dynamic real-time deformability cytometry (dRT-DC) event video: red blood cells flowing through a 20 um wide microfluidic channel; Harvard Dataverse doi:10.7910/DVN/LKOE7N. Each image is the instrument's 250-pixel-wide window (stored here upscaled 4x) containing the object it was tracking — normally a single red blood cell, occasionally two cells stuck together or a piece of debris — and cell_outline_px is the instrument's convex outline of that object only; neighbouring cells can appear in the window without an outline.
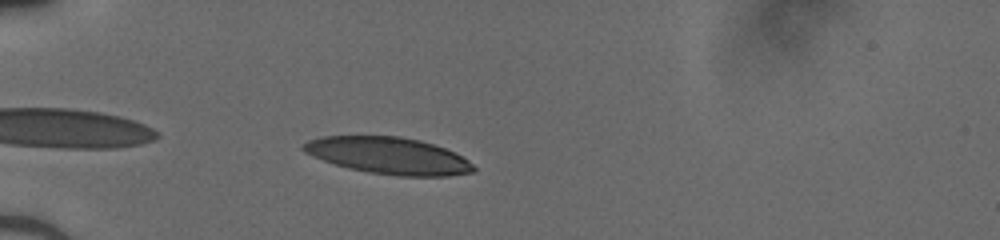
{"species": "human", "species_latin": "Homo sapiens", "temperature_condition": "cold", "stored_images_in_passage": 33, "camera_frame_rate_fps": 3000, "um_per_image_px": 0.085, "donor": {"sex": "male"}, "frame": {"image": 1, "passage_image": 2, "time_ms": 0.333, "image_size_px": [1000, 240], "cell_outline_px": [[476, 172], [448, 176], [400, 176], [368, 172], [348, 168], [312, 156], [304, 152], [300, 148], [300, 144], [308, 140], [320, 136], [400, 136], [420, 140], [456, 152], [468, 160], [476, 168]], "centroid_in_image_um": [33.02, 13.23], "position_along_channel_um": 52.0, "area_um2": 36.7}}
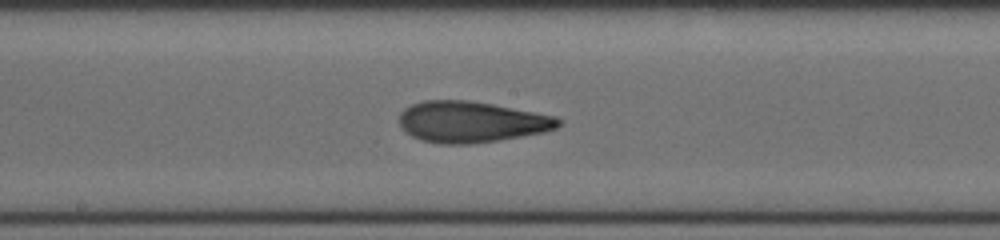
{"frame": {"image": 2, "passage_image": 15, "time_ms": 4.667, "image_size_px": [1000, 240], "cell_outline_px": [[560, 124], [556, 128], [544, 132], [496, 140], [468, 144], [440, 144], [420, 140], [404, 132], [400, 128], [400, 112], [404, 108], [412, 104], [424, 100], [468, 100], [492, 104], [556, 116], [560, 120]], "centroid_in_image_um": [40.0, 10.36], "position_along_channel_um": 208.2, "area_um2": 38.03}}
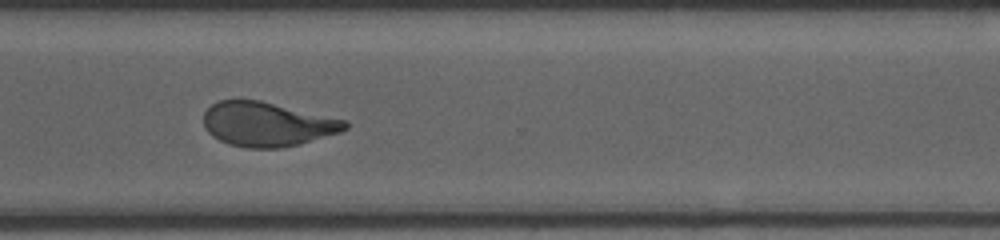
{"frame": {"image": 3, "passage_image": 25, "time_ms": 8.0, "image_size_px": [1000, 240], "cell_outline_px": [[348, 128], [340, 132], [300, 144], [280, 148], [244, 148], [228, 144], [212, 136], [204, 128], [204, 112], [212, 104], [220, 100], [260, 100], [348, 120]], "centroid_in_image_um": [22.72, 10.56], "position_along_channel_um": 347.9, "area_um2": 36.7}}